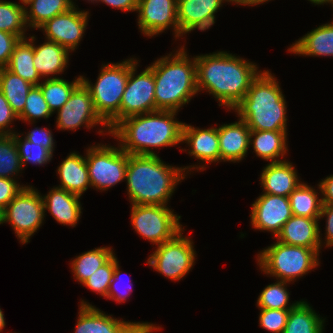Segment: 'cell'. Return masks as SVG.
I'll use <instances>...</instances> for the list:
<instances>
[{
  "instance_id": "cell-1",
  "label": "cell",
  "mask_w": 333,
  "mask_h": 333,
  "mask_svg": "<svg viewBox=\"0 0 333 333\" xmlns=\"http://www.w3.org/2000/svg\"><path fill=\"white\" fill-rule=\"evenodd\" d=\"M198 92H208L227 111L244 98L262 70L257 64L227 51L195 56Z\"/></svg>"
},
{
  "instance_id": "cell-2",
  "label": "cell",
  "mask_w": 333,
  "mask_h": 333,
  "mask_svg": "<svg viewBox=\"0 0 333 333\" xmlns=\"http://www.w3.org/2000/svg\"><path fill=\"white\" fill-rule=\"evenodd\" d=\"M178 112L157 110L126 117L110 131L120 148L130 155H157L154 148L172 147L182 143L183 122ZM153 149V150H152Z\"/></svg>"
},
{
  "instance_id": "cell-3",
  "label": "cell",
  "mask_w": 333,
  "mask_h": 333,
  "mask_svg": "<svg viewBox=\"0 0 333 333\" xmlns=\"http://www.w3.org/2000/svg\"><path fill=\"white\" fill-rule=\"evenodd\" d=\"M186 176L182 166L166 164L159 155L128 154L125 181L130 204L169 206L175 188Z\"/></svg>"
},
{
  "instance_id": "cell-4",
  "label": "cell",
  "mask_w": 333,
  "mask_h": 333,
  "mask_svg": "<svg viewBox=\"0 0 333 333\" xmlns=\"http://www.w3.org/2000/svg\"><path fill=\"white\" fill-rule=\"evenodd\" d=\"M174 53L149 65L155 80L156 111L179 112L198 93L195 57L190 58L182 45Z\"/></svg>"
},
{
  "instance_id": "cell-5",
  "label": "cell",
  "mask_w": 333,
  "mask_h": 333,
  "mask_svg": "<svg viewBox=\"0 0 333 333\" xmlns=\"http://www.w3.org/2000/svg\"><path fill=\"white\" fill-rule=\"evenodd\" d=\"M279 83L271 71L263 70L233 108L250 130L288 131L287 102Z\"/></svg>"
},
{
  "instance_id": "cell-6",
  "label": "cell",
  "mask_w": 333,
  "mask_h": 333,
  "mask_svg": "<svg viewBox=\"0 0 333 333\" xmlns=\"http://www.w3.org/2000/svg\"><path fill=\"white\" fill-rule=\"evenodd\" d=\"M99 72L94 84L83 75L81 82L89 90L96 112L111 130L120 121L121 100L129 77V59L102 64Z\"/></svg>"
},
{
  "instance_id": "cell-7",
  "label": "cell",
  "mask_w": 333,
  "mask_h": 333,
  "mask_svg": "<svg viewBox=\"0 0 333 333\" xmlns=\"http://www.w3.org/2000/svg\"><path fill=\"white\" fill-rule=\"evenodd\" d=\"M257 266L277 280L294 282L319 266V254L310 248L276 241L257 254Z\"/></svg>"
},
{
  "instance_id": "cell-8",
  "label": "cell",
  "mask_w": 333,
  "mask_h": 333,
  "mask_svg": "<svg viewBox=\"0 0 333 333\" xmlns=\"http://www.w3.org/2000/svg\"><path fill=\"white\" fill-rule=\"evenodd\" d=\"M44 204L41 193L31 185L25 186L3 210V223H9L19 242L28 244L42 226Z\"/></svg>"
},
{
  "instance_id": "cell-9",
  "label": "cell",
  "mask_w": 333,
  "mask_h": 333,
  "mask_svg": "<svg viewBox=\"0 0 333 333\" xmlns=\"http://www.w3.org/2000/svg\"><path fill=\"white\" fill-rule=\"evenodd\" d=\"M86 163L91 188L107 191L125 180L128 153L106 144H95L86 149Z\"/></svg>"
},
{
  "instance_id": "cell-10",
  "label": "cell",
  "mask_w": 333,
  "mask_h": 333,
  "mask_svg": "<svg viewBox=\"0 0 333 333\" xmlns=\"http://www.w3.org/2000/svg\"><path fill=\"white\" fill-rule=\"evenodd\" d=\"M164 205H131V224L142 238L152 245L173 239L184 229L181 216Z\"/></svg>"
},
{
  "instance_id": "cell-11",
  "label": "cell",
  "mask_w": 333,
  "mask_h": 333,
  "mask_svg": "<svg viewBox=\"0 0 333 333\" xmlns=\"http://www.w3.org/2000/svg\"><path fill=\"white\" fill-rule=\"evenodd\" d=\"M183 232L184 229L173 239L157 246L146 262L149 267L171 281L183 279L195 265L197 253L194 242L189 236H184Z\"/></svg>"
},
{
  "instance_id": "cell-12",
  "label": "cell",
  "mask_w": 333,
  "mask_h": 333,
  "mask_svg": "<svg viewBox=\"0 0 333 333\" xmlns=\"http://www.w3.org/2000/svg\"><path fill=\"white\" fill-rule=\"evenodd\" d=\"M138 64L136 58H129V77L121 100L120 121L129 116L156 111L153 70L148 66L137 74Z\"/></svg>"
},
{
  "instance_id": "cell-13",
  "label": "cell",
  "mask_w": 333,
  "mask_h": 333,
  "mask_svg": "<svg viewBox=\"0 0 333 333\" xmlns=\"http://www.w3.org/2000/svg\"><path fill=\"white\" fill-rule=\"evenodd\" d=\"M56 127L59 130L76 131L86 127L92 129L101 125L99 134L110 135L108 124L96 112L89 90L81 82L72 92L68 101L57 111ZM107 132V133H105Z\"/></svg>"
},
{
  "instance_id": "cell-14",
  "label": "cell",
  "mask_w": 333,
  "mask_h": 333,
  "mask_svg": "<svg viewBox=\"0 0 333 333\" xmlns=\"http://www.w3.org/2000/svg\"><path fill=\"white\" fill-rule=\"evenodd\" d=\"M76 6H73L67 12L54 16L39 28L43 31L45 40L55 42L70 52L77 49L89 20V12L86 10L80 11Z\"/></svg>"
},
{
  "instance_id": "cell-15",
  "label": "cell",
  "mask_w": 333,
  "mask_h": 333,
  "mask_svg": "<svg viewBox=\"0 0 333 333\" xmlns=\"http://www.w3.org/2000/svg\"><path fill=\"white\" fill-rule=\"evenodd\" d=\"M138 28L146 37H154L171 28L179 39L177 0H139L137 5Z\"/></svg>"
},
{
  "instance_id": "cell-16",
  "label": "cell",
  "mask_w": 333,
  "mask_h": 333,
  "mask_svg": "<svg viewBox=\"0 0 333 333\" xmlns=\"http://www.w3.org/2000/svg\"><path fill=\"white\" fill-rule=\"evenodd\" d=\"M250 213L251 226L255 230L271 232L274 238L293 216L289 197L267 193L257 197Z\"/></svg>"
},
{
  "instance_id": "cell-17",
  "label": "cell",
  "mask_w": 333,
  "mask_h": 333,
  "mask_svg": "<svg viewBox=\"0 0 333 333\" xmlns=\"http://www.w3.org/2000/svg\"><path fill=\"white\" fill-rule=\"evenodd\" d=\"M182 143H186L190 148L186 150L180 149L181 151L188 152L190 156L195 157L201 163H206L205 165H189L184 166L182 169L186 174H191V171H204L205 166L211 163L220 162V148H219V139H218V128L209 127V128H199L194 127L190 124H183L182 129Z\"/></svg>"
},
{
  "instance_id": "cell-18",
  "label": "cell",
  "mask_w": 333,
  "mask_h": 333,
  "mask_svg": "<svg viewBox=\"0 0 333 333\" xmlns=\"http://www.w3.org/2000/svg\"><path fill=\"white\" fill-rule=\"evenodd\" d=\"M226 0H177L179 38L193 30L205 31L215 23V14Z\"/></svg>"
},
{
  "instance_id": "cell-19",
  "label": "cell",
  "mask_w": 333,
  "mask_h": 333,
  "mask_svg": "<svg viewBox=\"0 0 333 333\" xmlns=\"http://www.w3.org/2000/svg\"><path fill=\"white\" fill-rule=\"evenodd\" d=\"M319 218L293 215L277 234L275 239L287 245L300 246L321 252Z\"/></svg>"
},
{
  "instance_id": "cell-20",
  "label": "cell",
  "mask_w": 333,
  "mask_h": 333,
  "mask_svg": "<svg viewBox=\"0 0 333 333\" xmlns=\"http://www.w3.org/2000/svg\"><path fill=\"white\" fill-rule=\"evenodd\" d=\"M220 162H240L250 149V128L240 118L235 123L219 125Z\"/></svg>"
},
{
  "instance_id": "cell-21",
  "label": "cell",
  "mask_w": 333,
  "mask_h": 333,
  "mask_svg": "<svg viewBox=\"0 0 333 333\" xmlns=\"http://www.w3.org/2000/svg\"><path fill=\"white\" fill-rule=\"evenodd\" d=\"M297 170L287 159L268 163L260 173L263 193L289 197L301 183Z\"/></svg>"
},
{
  "instance_id": "cell-22",
  "label": "cell",
  "mask_w": 333,
  "mask_h": 333,
  "mask_svg": "<svg viewBox=\"0 0 333 333\" xmlns=\"http://www.w3.org/2000/svg\"><path fill=\"white\" fill-rule=\"evenodd\" d=\"M44 213L50 215L64 226L76 227L82 213L80 196L65 189L53 187L46 195H42Z\"/></svg>"
},
{
  "instance_id": "cell-23",
  "label": "cell",
  "mask_w": 333,
  "mask_h": 333,
  "mask_svg": "<svg viewBox=\"0 0 333 333\" xmlns=\"http://www.w3.org/2000/svg\"><path fill=\"white\" fill-rule=\"evenodd\" d=\"M35 40L36 38L34 35L33 62L39 76L41 79L60 78L57 74L61 75L68 67L70 51L63 46L48 40L41 45H36Z\"/></svg>"
},
{
  "instance_id": "cell-24",
  "label": "cell",
  "mask_w": 333,
  "mask_h": 333,
  "mask_svg": "<svg viewBox=\"0 0 333 333\" xmlns=\"http://www.w3.org/2000/svg\"><path fill=\"white\" fill-rule=\"evenodd\" d=\"M60 184L56 186L66 191L82 196L89 188L91 183L85 156L77 152H71L58 166Z\"/></svg>"
},
{
  "instance_id": "cell-25",
  "label": "cell",
  "mask_w": 333,
  "mask_h": 333,
  "mask_svg": "<svg viewBox=\"0 0 333 333\" xmlns=\"http://www.w3.org/2000/svg\"><path fill=\"white\" fill-rule=\"evenodd\" d=\"M74 333H118L129 321L114 318L81 299Z\"/></svg>"
},
{
  "instance_id": "cell-26",
  "label": "cell",
  "mask_w": 333,
  "mask_h": 333,
  "mask_svg": "<svg viewBox=\"0 0 333 333\" xmlns=\"http://www.w3.org/2000/svg\"><path fill=\"white\" fill-rule=\"evenodd\" d=\"M287 51L305 57H333V21L312 29L292 43Z\"/></svg>"
},
{
  "instance_id": "cell-27",
  "label": "cell",
  "mask_w": 333,
  "mask_h": 333,
  "mask_svg": "<svg viewBox=\"0 0 333 333\" xmlns=\"http://www.w3.org/2000/svg\"><path fill=\"white\" fill-rule=\"evenodd\" d=\"M287 135V131L251 130L249 145L257 157L269 163L284 161L288 152Z\"/></svg>"
},
{
  "instance_id": "cell-28",
  "label": "cell",
  "mask_w": 333,
  "mask_h": 333,
  "mask_svg": "<svg viewBox=\"0 0 333 333\" xmlns=\"http://www.w3.org/2000/svg\"><path fill=\"white\" fill-rule=\"evenodd\" d=\"M33 59L34 35L19 40L11 54L9 63L5 68L36 86L41 83L39 81L42 79L34 67Z\"/></svg>"
},
{
  "instance_id": "cell-29",
  "label": "cell",
  "mask_w": 333,
  "mask_h": 333,
  "mask_svg": "<svg viewBox=\"0 0 333 333\" xmlns=\"http://www.w3.org/2000/svg\"><path fill=\"white\" fill-rule=\"evenodd\" d=\"M325 319L318 315L305 300L289 311L283 333H324Z\"/></svg>"
},
{
  "instance_id": "cell-30",
  "label": "cell",
  "mask_w": 333,
  "mask_h": 333,
  "mask_svg": "<svg viewBox=\"0 0 333 333\" xmlns=\"http://www.w3.org/2000/svg\"><path fill=\"white\" fill-rule=\"evenodd\" d=\"M75 4L73 0H33L25 6L27 26L38 30L48 20L67 12Z\"/></svg>"
},
{
  "instance_id": "cell-31",
  "label": "cell",
  "mask_w": 333,
  "mask_h": 333,
  "mask_svg": "<svg viewBox=\"0 0 333 333\" xmlns=\"http://www.w3.org/2000/svg\"><path fill=\"white\" fill-rule=\"evenodd\" d=\"M308 183L301 182L300 185L289 195L292 213L295 216L308 218H319L322 208L321 188L318 183V190ZM317 191V192H316ZM319 194V195H318Z\"/></svg>"
},
{
  "instance_id": "cell-32",
  "label": "cell",
  "mask_w": 333,
  "mask_h": 333,
  "mask_svg": "<svg viewBox=\"0 0 333 333\" xmlns=\"http://www.w3.org/2000/svg\"><path fill=\"white\" fill-rule=\"evenodd\" d=\"M111 247H98L86 251L71 260L74 279L82 285L98 268L105 265L114 255Z\"/></svg>"
},
{
  "instance_id": "cell-33",
  "label": "cell",
  "mask_w": 333,
  "mask_h": 333,
  "mask_svg": "<svg viewBox=\"0 0 333 333\" xmlns=\"http://www.w3.org/2000/svg\"><path fill=\"white\" fill-rule=\"evenodd\" d=\"M33 86L6 68H0V91L17 116L23 112L27 95Z\"/></svg>"
},
{
  "instance_id": "cell-34",
  "label": "cell",
  "mask_w": 333,
  "mask_h": 333,
  "mask_svg": "<svg viewBox=\"0 0 333 333\" xmlns=\"http://www.w3.org/2000/svg\"><path fill=\"white\" fill-rule=\"evenodd\" d=\"M81 83V75L72 82L62 78L44 79L38 85L41 88L43 96L54 114L68 101L74 89Z\"/></svg>"
},
{
  "instance_id": "cell-35",
  "label": "cell",
  "mask_w": 333,
  "mask_h": 333,
  "mask_svg": "<svg viewBox=\"0 0 333 333\" xmlns=\"http://www.w3.org/2000/svg\"><path fill=\"white\" fill-rule=\"evenodd\" d=\"M27 29L25 7L20 3L0 0V31L12 33L24 39L27 38L25 36Z\"/></svg>"
},
{
  "instance_id": "cell-36",
  "label": "cell",
  "mask_w": 333,
  "mask_h": 333,
  "mask_svg": "<svg viewBox=\"0 0 333 333\" xmlns=\"http://www.w3.org/2000/svg\"><path fill=\"white\" fill-rule=\"evenodd\" d=\"M287 284H290V282L277 280L275 283L267 285L258 296L256 307L279 310L294 308L300 301L289 303L290 293L287 289Z\"/></svg>"
},
{
  "instance_id": "cell-37",
  "label": "cell",
  "mask_w": 333,
  "mask_h": 333,
  "mask_svg": "<svg viewBox=\"0 0 333 333\" xmlns=\"http://www.w3.org/2000/svg\"><path fill=\"white\" fill-rule=\"evenodd\" d=\"M22 169L14 134H0V177L15 179Z\"/></svg>"
},
{
  "instance_id": "cell-38",
  "label": "cell",
  "mask_w": 333,
  "mask_h": 333,
  "mask_svg": "<svg viewBox=\"0 0 333 333\" xmlns=\"http://www.w3.org/2000/svg\"><path fill=\"white\" fill-rule=\"evenodd\" d=\"M41 88L36 85L31 88L27 95L26 104L23 112L18 116L19 121L35 123L36 119H48L52 115Z\"/></svg>"
},
{
  "instance_id": "cell-39",
  "label": "cell",
  "mask_w": 333,
  "mask_h": 333,
  "mask_svg": "<svg viewBox=\"0 0 333 333\" xmlns=\"http://www.w3.org/2000/svg\"><path fill=\"white\" fill-rule=\"evenodd\" d=\"M14 138L18 147L22 168L28 163L43 167V165L52 160L53 154L41 144L29 142L18 132L14 134Z\"/></svg>"
},
{
  "instance_id": "cell-40",
  "label": "cell",
  "mask_w": 333,
  "mask_h": 333,
  "mask_svg": "<svg viewBox=\"0 0 333 333\" xmlns=\"http://www.w3.org/2000/svg\"><path fill=\"white\" fill-rule=\"evenodd\" d=\"M118 262L117 257L114 255L105 265L89 276L82 286L106 298L113 278L114 268Z\"/></svg>"
},
{
  "instance_id": "cell-41",
  "label": "cell",
  "mask_w": 333,
  "mask_h": 333,
  "mask_svg": "<svg viewBox=\"0 0 333 333\" xmlns=\"http://www.w3.org/2000/svg\"><path fill=\"white\" fill-rule=\"evenodd\" d=\"M258 309L260 327L272 333H283L290 310Z\"/></svg>"
},
{
  "instance_id": "cell-42",
  "label": "cell",
  "mask_w": 333,
  "mask_h": 333,
  "mask_svg": "<svg viewBox=\"0 0 333 333\" xmlns=\"http://www.w3.org/2000/svg\"><path fill=\"white\" fill-rule=\"evenodd\" d=\"M122 271H120V265L119 262L115 265L114 268V274H113V278L111 280L108 292H107V297L106 299L109 300H113L116 301L117 303L121 304L127 301V298L130 296V294L132 293L133 287H132V283H131V279L128 280L129 285L124 287L122 286L123 284L126 285V281L123 280L122 278ZM123 281V282H122ZM120 282H122L120 285ZM126 282V283H125ZM119 283V284H118ZM123 287V288H122ZM123 289V290H121Z\"/></svg>"
},
{
  "instance_id": "cell-43",
  "label": "cell",
  "mask_w": 333,
  "mask_h": 333,
  "mask_svg": "<svg viewBox=\"0 0 333 333\" xmlns=\"http://www.w3.org/2000/svg\"><path fill=\"white\" fill-rule=\"evenodd\" d=\"M14 120H18V116L13 112L4 94L0 91V134H15L16 131L10 126Z\"/></svg>"
},
{
  "instance_id": "cell-44",
  "label": "cell",
  "mask_w": 333,
  "mask_h": 333,
  "mask_svg": "<svg viewBox=\"0 0 333 333\" xmlns=\"http://www.w3.org/2000/svg\"><path fill=\"white\" fill-rule=\"evenodd\" d=\"M27 185H21L16 179L0 177V207L4 210L10 201Z\"/></svg>"
},
{
  "instance_id": "cell-45",
  "label": "cell",
  "mask_w": 333,
  "mask_h": 333,
  "mask_svg": "<svg viewBox=\"0 0 333 333\" xmlns=\"http://www.w3.org/2000/svg\"><path fill=\"white\" fill-rule=\"evenodd\" d=\"M29 142L41 144L44 148L48 149L52 154L55 148L52 131L47 127H35L33 130L28 131L24 137Z\"/></svg>"
},
{
  "instance_id": "cell-46",
  "label": "cell",
  "mask_w": 333,
  "mask_h": 333,
  "mask_svg": "<svg viewBox=\"0 0 333 333\" xmlns=\"http://www.w3.org/2000/svg\"><path fill=\"white\" fill-rule=\"evenodd\" d=\"M20 38L12 33L0 31V68L9 63L11 54Z\"/></svg>"
},
{
  "instance_id": "cell-47",
  "label": "cell",
  "mask_w": 333,
  "mask_h": 333,
  "mask_svg": "<svg viewBox=\"0 0 333 333\" xmlns=\"http://www.w3.org/2000/svg\"><path fill=\"white\" fill-rule=\"evenodd\" d=\"M326 218V228H325V240H322V236H320L321 247H330L333 246V204H322L321 213L319 216V220ZM324 241V242H323ZM323 244V245H322Z\"/></svg>"
},
{
  "instance_id": "cell-48",
  "label": "cell",
  "mask_w": 333,
  "mask_h": 333,
  "mask_svg": "<svg viewBox=\"0 0 333 333\" xmlns=\"http://www.w3.org/2000/svg\"><path fill=\"white\" fill-rule=\"evenodd\" d=\"M162 326L149 322H128L118 333H153L159 331Z\"/></svg>"
},
{
  "instance_id": "cell-49",
  "label": "cell",
  "mask_w": 333,
  "mask_h": 333,
  "mask_svg": "<svg viewBox=\"0 0 333 333\" xmlns=\"http://www.w3.org/2000/svg\"><path fill=\"white\" fill-rule=\"evenodd\" d=\"M123 12H136L139 0H97Z\"/></svg>"
},
{
  "instance_id": "cell-50",
  "label": "cell",
  "mask_w": 333,
  "mask_h": 333,
  "mask_svg": "<svg viewBox=\"0 0 333 333\" xmlns=\"http://www.w3.org/2000/svg\"><path fill=\"white\" fill-rule=\"evenodd\" d=\"M322 204H333V174L319 182Z\"/></svg>"
},
{
  "instance_id": "cell-51",
  "label": "cell",
  "mask_w": 333,
  "mask_h": 333,
  "mask_svg": "<svg viewBox=\"0 0 333 333\" xmlns=\"http://www.w3.org/2000/svg\"><path fill=\"white\" fill-rule=\"evenodd\" d=\"M227 3L237 4V5H243V6H256L263 4L264 2H268L269 0H226ZM271 1V0H270Z\"/></svg>"
},
{
  "instance_id": "cell-52",
  "label": "cell",
  "mask_w": 333,
  "mask_h": 333,
  "mask_svg": "<svg viewBox=\"0 0 333 333\" xmlns=\"http://www.w3.org/2000/svg\"><path fill=\"white\" fill-rule=\"evenodd\" d=\"M5 325H6V322H5L4 314H3V311L0 308V333L4 329Z\"/></svg>"
},
{
  "instance_id": "cell-53",
  "label": "cell",
  "mask_w": 333,
  "mask_h": 333,
  "mask_svg": "<svg viewBox=\"0 0 333 333\" xmlns=\"http://www.w3.org/2000/svg\"><path fill=\"white\" fill-rule=\"evenodd\" d=\"M331 4L333 7V0H317V5H323V4Z\"/></svg>"
},
{
  "instance_id": "cell-54",
  "label": "cell",
  "mask_w": 333,
  "mask_h": 333,
  "mask_svg": "<svg viewBox=\"0 0 333 333\" xmlns=\"http://www.w3.org/2000/svg\"><path fill=\"white\" fill-rule=\"evenodd\" d=\"M21 1V6L25 7L27 4H29L30 2H32L33 0H19V2Z\"/></svg>"
},
{
  "instance_id": "cell-55",
  "label": "cell",
  "mask_w": 333,
  "mask_h": 333,
  "mask_svg": "<svg viewBox=\"0 0 333 333\" xmlns=\"http://www.w3.org/2000/svg\"><path fill=\"white\" fill-rule=\"evenodd\" d=\"M3 224V209L0 207V225Z\"/></svg>"
},
{
  "instance_id": "cell-56",
  "label": "cell",
  "mask_w": 333,
  "mask_h": 333,
  "mask_svg": "<svg viewBox=\"0 0 333 333\" xmlns=\"http://www.w3.org/2000/svg\"><path fill=\"white\" fill-rule=\"evenodd\" d=\"M310 1L312 4H314L315 6L317 5V0H308Z\"/></svg>"
},
{
  "instance_id": "cell-57",
  "label": "cell",
  "mask_w": 333,
  "mask_h": 333,
  "mask_svg": "<svg viewBox=\"0 0 333 333\" xmlns=\"http://www.w3.org/2000/svg\"><path fill=\"white\" fill-rule=\"evenodd\" d=\"M91 1V3L93 2H95V3H97V0H88V2H90Z\"/></svg>"
}]
</instances>
